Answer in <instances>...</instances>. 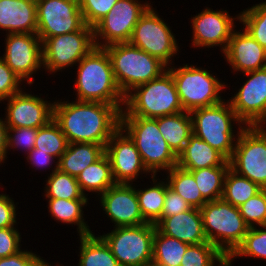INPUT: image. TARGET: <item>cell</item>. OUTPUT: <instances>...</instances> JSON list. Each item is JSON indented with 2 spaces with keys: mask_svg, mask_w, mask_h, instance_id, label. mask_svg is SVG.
Segmentation results:
<instances>
[{
  "mask_svg": "<svg viewBox=\"0 0 266 266\" xmlns=\"http://www.w3.org/2000/svg\"><path fill=\"white\" fill-rule=\"evenodd\" d=\"M123 108L100 102H62L58 99L53 104V119L59 124L68 143H95L105 148L120 128Z\"/></svg>",
  "mask_w": 266,
  "mask_h": 266,
  "instance_id": "1",
  "label": "cell"
},
{
  "mask_svg": "<svg viewBox=\"0 0 266 266\" xmlns=\"http://www.w3.org/2000/svg\"><path fill=\"white\" fill-rule=\"evenodd\" d=\"M77 66L75 100L124 106L125 96L113 75L110 57L104 47L95 46Z\"/></svg>",
  "mask_w": 266,
  "mask_h": 266,
  "instance_id": "2",
  "label": "cell"
},
{
  "mask_svg": "<svg viewBox=\"0 0 266 266\" xmlns=\"http://www.w3.org/2000/svg\"><path fill=\"white\" fill-rule=\"evenodd\" d=\"M104 48L110 57L116 84L124 96L167 71L168 66L159 58L129 42L114 43Z\"/></svg>",
  "mask_w": 266,
  "mask_h": 266,
  "instance_id": "3",
  "label": "cell"
},
{
  "mask_svg": "<svg viewBox=\"0 0 266 266\" xmlns=\"http://www.w3.org/2000/svg\"><path fill=\"white\" fill-rule=\"evenodd\" d=\"M189 113L193 134L229 160L232 157L238 135L245 125L235 114L228 99L224 98L218 104L197 108ZM233 124L239 125L238 131L234 130Z\"/></svg>",
  "mask_w": 266,
  "mask_h": 266,
  "instance_id": "4",
  "label": "cell"
},
{
  "mask_svg": "<svg viewBox=\"0 0 266 266\" xmlns=\"http://www.w3.org/2000/svg\"><path fill=\"white\" fill-rule=\"evenodd\" d=\"M121 116L157 118L184 111L173 80L167 70L160 77L135 87L125 96Z\"/></svg>",
  "mask_w": 266,
  "mask_h": 266,
  "instance_id": "5",
  "label": "cell"
},
{
  "mask_svg": "<svg viewBox=\"0 0 266 266\" xmlns=\"http://www.w3.org/2000/svg\"><path fill=\"white\" fill-rule=\"evenodd\" d=\"M120 127L134 141L142 162L151 175L177 166V156L162 137L154 118L121 116Z\"/></svg>",
  "mask_w": 266,
  "mask_h": 266,
  "instance_id": "6",
  "label": "cell"
},
{
  "mask_svg": "<svg viewBox=\"0 0 266 266\" xmlns=\"http://www.w3.org/2000/svg\"><path fill=\"white\" fill-rule=\"evenodd\" d=\"M200 211L208 242L228 258L242 243L250 229L239 208L221 198L206 202Z\"/></svg>",
  "mask_w": 266,
  "mask_h": 266,
  "instance_id": "7",
  "label": "cell"
},
{
  "mask_svg": "<svg viewBox=\"0 0 266 266\" xmlns=\"http://www.w3.org/2000/svg\"><path fill=\"white\" fill-rule=\"evenodd\" d=\"M168 66L184 111L208 107L223 101L221 92L227 85L205 68L195 65ZM222 97V98H221Z\"/></svg>",
  "mask_w": 266,
  "mask_h": 266,
  "instance_id": "8",
  "label": "cell"
},
{
  "mask_svg": "<svg viewBox=\"0 0 266 266\" xmlns=\"http://www.w3.org/2000/svg\"><path fill=\"white\" fill-rule=\"evenodd\" d=\"M156 225L114 227L99 235L110 247L120 266H148L152 264L153 239Z\"/></svg>",
  "mask_w": 266,
  "mask_h": 266,
  "instance_id": "9",
  "label": "cell"
},
{
  "mask_svg": "<svg viewBox=\"0 0 266 266\" xmlns=\"http://www.w3.org/2000/svg\"><path fill=\"white\" fill-rule=\"evenodd\" d=\"M229 163L236 174L266 189V126H245Z\"/></svg>",
  "mask_w": 266,
  "mask_h": 266,
  "instance_id": "10",
  "label": "cell"
},
{
  "mask_svg": "<svg viewBox=\"0 0 266 266\" xmlns=\"http://www.w3.org/2000/svg\"><path fill=\"white\" fill-rule=\"evenodd\" d=\"M95 46L94 28L86 24L78 31L49 37L42 43L43 69L55 74L72 68Z\"/></svg>",
  "mask_w": 266,
  "mask_h": 266,
  "instance_id": "11",
  "label": "cell"
},
{
  "mask_svg": "<svg viewBox=\"0 0 266 266\" xmlns=\"http://www.w3.org/2000/svg\"><path fill=\"white\" fill-rule=\"evenodd\" d=\"M170 28L151 5L139 18L129 43L159 58L167 66L173 65V57L180 52V47Z\"/></svg>",
  "mask_w": 266,
  "mask_h": 266,
  "instance_id": "12",
  "label": "cell"
},
{
  "mask_svg": "<svg viewBox=\"0 0 266 266\" xmlns=\"http://www.w3.org/2000/svg\"><path fill=\"white\" fill-rule=\"evenodd\" d=\"M118 0L106 16L94 27L97 47L129 42L139 18L151 6V2ZM101 40V41H100Z\"/></svg>",
  "mask_w": 266,
  "mask_h": 266,
  "instance_id": "13",
  "label": "cell"
},
{
  "mask_svg": "<svg viewBox=\"0 0 266 266\" xmlns=\"http://www.w3.org/2000/svg\"><path fill=\"white\" fill-rule=\"evenodd\" d=\"M37 32L42 43L49 37L80 30L85 22L78 0H36Z\"/></svg>",
  "mask_w": 266,
  "mask_h": 266,
  "instance_id": "14",
  "label": "cell"
},
{
  "mask_svg": "<svg viewBox=\"0 0 266 266\" xmlns=\"http://www.w3.org/2000/svg\"><path fill=\"white\" fill-rule=\"evenodd\" d=\"M242 74L247 80L228 101L245 126H265L266 67Z\"/></svg>",
  "mask_w": 266,
  "mask_h": 266,
  "instance_id": "15",
  "label": "cell"
},
{
  "mask_svg": "<svg viewBox=\"0 0 266 266\" xmlns=\"http://www.w3.org/2000/svg\"><path fill=\"white\" fill-rule=\"evenodd\" d=\"M1 57L23 82L31 85L35 81L32 75L43 70L42 41L36 33L6 34Z\"/></svg>",
  "mask_w": 266,
  "mask_h": 266,
  "instance_id": "16",
  "label": "cell"
},
{
  "mask_svg": "<svg viewBox=\"0 0 266 266\" xmlns=\"http://www.w3.org/2000/svg\"><path fill=\"white\" fill-rule=\"evenodd\" d=\"M236 17V18H235ZM235 17L230 16L227 10H213L206 7L202 12L191 18L192 27V46L193 48L221 47L223 53L234 32L236 26L234 21H239V14ZM214 46V47H213Z\"/></svg>",
  "mask_w": 266,
  "mask_h": 266,
  "instance_id": "17",
  "label": "cell"
},
{
  "mask_svg": "<svg viewBox=\"0 0 266 266\" xmlns=\"http://www.w3.org/2000/svg\"><path fill=\"white\" fill-rule=\"evenodd\" d=\"M116 184H134L139 175L149 174L134 141L120 127L105 146Z\"/></svg>",
  "mask_w": 266,
  "mask_h": 266,
  "instance_id": "18",
  "label": "cell"
},
{
  "mask_svg": "<svg viewBox=\"0 0 266 266\" xmlns=\"http://www.w3.org/2000/svg\"><path fill=\"white\" fill-rule=\"evenodd\" d=\"M13 94L8 101L5 111L7 127L40 128L53 119V104L39 95L26 91ZM45 99V100H44Z\"/></svg>",
  "mask_w": 266,
  "mask_h": 266,
  "instance_id": "19",
  "label": "cell"
},
{
  "mask_svg": "<svg viewBox=\"0 0 266 266\" xmlns=\"http://www.w3.org/2000/svg\"><path fill=\"white\" fill-rule=\"evenodd\" d=\"M135 187L133 184H115L98 197L115 228L147 223L141 215Z\"/></svg>",
  "mask_w": 266,
  "mask_h": 266,
  "instance_id": "20",
  "label": "cell"
},
{
  "mask_svg": "<svg viewBox=\"0 0 266 266\" xmlns=\"http://www.w3.org/2000/svg\"><path fill=\"white\" fill-rule=\"evenodd\" d=\"M234 30L222 53L233 72L246 73L266 67V50L244 29Z\"/></svg>",
  "mask_w": 266,
  "mask_h": 266,
  "instance_id": "21",
  "label": "cell"
},
{
  "mask_svg": "<svg viewBox=\"0 0 266 266\" xmlns=\"http://www.w3.org/2000/svg\"><path fill=\"white\" fill-rule=\"evenodd\" d=\"M156 228L164 235L189 245L208 242L200 209L190 208L178 215L161 217Z\"/></svg>",
  "mask_w": 266,
  "mask_h": 266,
  "instance_id": "22",
  "label": "cell"
},
{
  "mask_svg": "<svg viewBox=\"0 0 266 266\" xmlns=\"http://www.w3.org/2000/svg\"><path fill=\"white\" fill-rule=\"evenodd\" d=\"M36 33V0H0V31Z\"/></svg>",
  "mask_w": 266,
  "mask_h": 266,
  "instance_id": "23",
  "label": "cell"
},
{
  "mask_svg": "<svg viewBox=\"0 0 266 266\" xmlns=\"http://www.w3.org/2000/svg\"><path fill=\"white\" fill-rule=\"evenodd\" d=\"M177 166L188 171L214 166H230V163L222 153L192 134L177 156Z\"/></svg>",
  "mask_w": 266,
  "mask_h": 266,
  "instance_id": "24",
  "label": "cell"
},
{
  "mask_svg": "<svg viewBox=\"0 0 266 266\" xmlns=\"http://www.w3.org/2000/svg\"><path fill=\"white\" fill-rule=\"evenodd\" d=\"M159 131L173 153L178 156L193 134L190 113L182 111L174 115L154 118Z\"/></svg>",
  "mask_w": 266,
  "mask_h": 266,
  "instance_id": "25",
  "label": "cell"
},
{
  "mask_svg": "<svg viewBox=\"0 0 266 266\" xmlns=\"http://www.w3.org/2000/svg\"><path fill=\"white\" fill-rule=\"evenodd\" d=\"M105 153V148L95 143H69L58 159V170L76 177L87 166Z\"/></svg>",
  "mask_w": 266,
  "mask_h": 266,
  "instance_id": "26",
  "label": "cell"
},
{
  "mask_svg": "<svg viewBox=\"0 0 266 266\" xmlns=\"http://www.w3.org/2000/svg\"><path fill=\"white\" fill-rule=\"evenodd\" d=\"M76 179L85 195L86 191L98 193L96 197L116 184L112 175L110 161L105 153L79 173Z\"/></svg>",
  "mask_w": 266,
  "mask_h": 266,
  "instance_id": "27",
  "label": "cell"
},
{
  "mask_svg": "<svg viewBox=\"0 0 266 266\" xmlns=\"http://www.w3.org/2000/svg\"><path fill=\"white\" fill-rule=\"evenodd\" d=\"M47 202L48 211L55 221L78 226L79 236L93 233L83 217V208L89 204V200L47 199Z\"/></svg>",
  "mask_w": 266,
  "mask_h": 266,
  "instance_id": "28",
  "label": "cell"
},
{
  "mask_svg": "<svg viewBox=\"0 0 266 266\" xmlns=\"http://www.w3.org/2000/svg\"><path fill=\"white\" fill-rule=\"evenodd\" d=\"M78 266H120L106 242L95 233L79 236Z\"/></svg>",
  "mask_w": 266,
  "mask_h": 266,
  "instance_id": "29",
  "label": "cell"
},
{
  "mask_svg": "<svg viewBox=\"0 0 266 266\" xmlns=\"http://www.w3.org/2000/svg\"><path fill=\"white\" fill-rule=\"evenodd\" d=\"M156 175H151L153 185L136 190L139 208L143 219L147 223L155 224L162 217V209L166 196V180L157 179ZM157 180H160L159 182ZM165 180V181H164Z\"/></svg>",
  "mask_w": 266,
  "mask_h": 266,
  "instance_id": "30",
  "label": "cell"
},
{
  "mask_svg": "<svg viewBox=\"0 0 266 266\" xmlns=\"http://www.w3.org/2000/svg\"><path fill=\"white\" fill-rule=\"evenodd\" d=\"M47 177V184L43 189L45 199L89 200L82 192L76 177L59 171L58 166Z\"/></svg>",
  "mask_w": 266,
  "mask_h": 266,
  "instance_id": "31",
  "label": "cell"
},
{
  "mask_svg": "<svg viewBox=\"0 0 266 266\" xmlns=\"http://www.w3.org/2000/svg\"><path fill=\"white\" fill-rule=\"evenodd\" d=\"M189 244L162 234L157 228L153 239L152 265L180 266Z\"/></svg>",
  "mask_w": 266,
  "mask_h": 266,
  "instance_id": "32",
  "label": "cell"
},
{
  "mask_svg": "<svg viewBox=\"0 0 266 266\" xmlns=\"http://www.w3.org/2000/svg\"><path fill=\"white\" fill-rule=\"evenodd\" d=\"M166 173L169 188L179 194L192 208L200 209L206 204L207 201L202 197L190 171L175 166Z\"/></svg>",
  "mask_w": 266,
  "mask_h": 266,
  "instance_id": "33",
  "label": "cell"
},
{
  "mask_svg": "<svg viewBox=\"0 0 266 266\" xmlns=\"http://www.w3.org/2000/svg\"><path fill=\"white\" fill-rule=\"evenodd\" d=\"M230 166H214L190 171L202 197L208 201L222 198L224 179Z\"/></svg>",
  "mask_w": 266,
  "mask_h": 266,
  "instance_id": "34",
  "label": "cell"
},
{
  "mask_svg": "<svg viewBox=\"0 0 266 266\" xmlns=\"http://www.w3.org/2000/svg\"><path fill=\"white\" fill-rule=\"evenodd\" d=\"M261 190L262 188L258 184L236 174L229 168L224 179L222 199L239 207Z\"/></svg>",
  "mask_w": 266,
  "mask_h": 266,
  "instance_id": "35",
  "label": "cell"
},
{
  "mask_svg": "<svg viewBox=\"0 0 266 266\" xmlns=\"http://www.w3.org/2000/svg\"><path fill=\"white\" fill-rule=\"evenodd\" d=\"M68 144L59 124L51 119L46 125L38 128L34 148L38 149V152H46L54 156L58 161Z\"/></svg>",
  "mask_w": 266,
  "mask_h": 266,
  "instance_id": "36",
  "label": "cell"
},
{
  "mask_svg": "<svg viewBox=\"0 0 266 266\" xmlns=\"http://www.w3.org/2000/svg\"><path fill=\"white\" fill-rule=\"evenodd\" d=\"M180 266H228V258L210 242L189 245Z\"/></svg>",
  "mask_w": 266,
  "mask_h": 266,
  "instance_id": "37",
  "label": "cell"
},
{
  "mask_svg": "<svg viewBox=\"0 0 266 266\" xmlns=\"http://www.w3.org/2000/svg\"><path fill=\"white\" fill-rule=\"evenodd\" d=\"M250 257L266 259V226L250 228L244 236L242 243L228 257V266H232L234 258Z\"/></svg>",
  "mask_w": 266,
  "mask_h": 266,
  "instance_id": "38",
  "label": "cell"
},
{
  "mask_svg": "<svg viewBox=\"0 0 266 266\" xmlns=\"http://www.w3.org/2000/svg\"><path fill=\"white\" fill-rule=\"evenodd\" d=\"M239 24L266 50V1L239 13Z\"/></svg>",
  "mask_w": 266,
  "mask_h": 266,
  "instance_id": "39",
  "label": "cell"
},
{
  "mask_svg": "<svg viewBox=\"0 0 266 266\" xmlns=\"http://www.w3.org/2000/svg\"><path fill=\"white\" fill-rule=\"evenodd\" d=\"M239 212L249 228L266 226V189L241 204Z\"/></svg>",
  "mask_w": 266,
  "mask_h": 266,
  "instance_id": "40",
  "label": "cell"
},
{
  "mask_svg": "<svg viewBox=\"0 0 266 266\" xmlns=\"http://www.w3.org/2000/svg\"><path fill=\"white\" fill-rule=\"evenodd\" d=\"M118 0H78L83 20L94 28Z\"/></svg>",
  "mask_w": 266,
  "mask_h": 266,
  "instance_id": "41",
  "label": "cell"
},
{
  "mask_svg": "<svg viewBox=\"0 0 266 266\" xmlns=\"http://www.w3.org/2000/svg\"><path fill=\"white\" fill-rule=\"evenodd\" d=\"M38 128L8 127L7 128V153L11 149H19L28 154L35 145ZM24 150V151H23Z\"/></svg>",
  "mask_w": 266,
  "mask_h": 266,
  "instance_id": "42",
  "label": "cell"
},
{
  "mask_svg": "<svg viewBox=\"0 0 266 266\" xmlns=\"http://www.w3.org/2000/svg\"><path fill=\"white\" fill-rule=\"evenodd\" d=\"M20 84H23L21 78L11 70L0 56V103L9 99L13 94L22 91L23 88Z\"/></svg>",
  "mask_w": 266,
  "mask_h": 266,
  "instance_id": "43",
  "label": "cell"
},
{
  "mask_svg": "<svg viewBox=\"0 0 266 266\" xmlns=\"http://www.w3.org/2000/svg\"><path fill=\"white\" fill-rule=\"evenodd\" d=\"M21 233L16 227L0 228V258L20 252Z\"/></svg>",
  "mask_w": 266,
  "mask_h": 266,
  "instance_id": "44",
  "label": "cell"
},
{
  "mask_svg": "<svg viewBox=\"0 0 266 266\" xmlns=\"http://www.w3.org/2000/svg\"><path fill=\"white\" fill-rule=\"evenodd\" d=\"M46 261L36 253L22 249L14 255L0 258V266H43Z\"/></svg>",
  "mask_w": 266,
  "mask_h": 266,
  "instance_id": "45",
  "label": "cell"
},
{
  "mask_svg": "<svg viewBox=\"0 0 266 266\" xmlns=\"http://www.w3.org/2000/svg\"><path fill=\"white\" fill-rule=\"evenodd\" d=\"M191 206L177 193L169 188L166 181V196L162 209V217H171L187 211Z\"/></svg>",
  "mask_w": 266,
  "mask_h": 266,
  "instance_id": "46",
  "label": "cell"
},
{
  "mask_svg": "<svg viewBox=\"0 0 266 266\" xmlns=\"http://www.w3.org/2000/svg\"><path fill=\"white\" fill-rule=\"evenodd\" d=\"M11 198L6 193L0 194V228L17 227L16 211L18 209L15 200Z\"/></svg>",
  "mask_w": 266,
  "mask_h": 266,
  "instance_id": "47",
  "label": "cell"
},
{
  "mask_svg": "<svg viewBox=\"0 0 266 266\" xmlns=\"http://www.w3.org/2000/svg\"><path fill=\"white\" fill-rule=\"evenodd\" d=\"M26 160L29 164H31L33 167H36V169H45L52 167V164L55 163V166H58V161H55V157L52 155H49L48 153L44 152H38V149L33 148L28 154H26ZM38 167V168H37Z\"/></svg>",
  "mask_w": 266,
  "mask_h": 266,
  "instance_id": "48",
  "label": "cell"
},
{
  "mask_svg": "<svg viewBox=\"0 0 266 266\" xmlns=\"http://www.w3.org/2000/svg\"><path fill=\"white\" fill-rule=\"evenodd\" d=\"M7 125L5 120L0 117V165L8 158L7 157Z\"/></svg>",
  "mask_w": 266,
  "mask_h": 266,
  "instance_id": "49",
  "label": "cell"
},
{
  "mask_svg": "<svg viewBox=\"0 0 266 266\" xmlns=\"http://www.w3.org/2000/svg\"><path fill=\"white\" fill-rule=\"evenodd\" d=\"M43 266H54V265H51L50 263L45 262V263L43 264ZM55 266H60V264H57V265H55ZM61 266H63V264H61Z\"/></svg>",
  "mask_w": 266,
  "mask_h": 266,
  "instance_id": "50",
  "label": "cell"
}]
</instances>
